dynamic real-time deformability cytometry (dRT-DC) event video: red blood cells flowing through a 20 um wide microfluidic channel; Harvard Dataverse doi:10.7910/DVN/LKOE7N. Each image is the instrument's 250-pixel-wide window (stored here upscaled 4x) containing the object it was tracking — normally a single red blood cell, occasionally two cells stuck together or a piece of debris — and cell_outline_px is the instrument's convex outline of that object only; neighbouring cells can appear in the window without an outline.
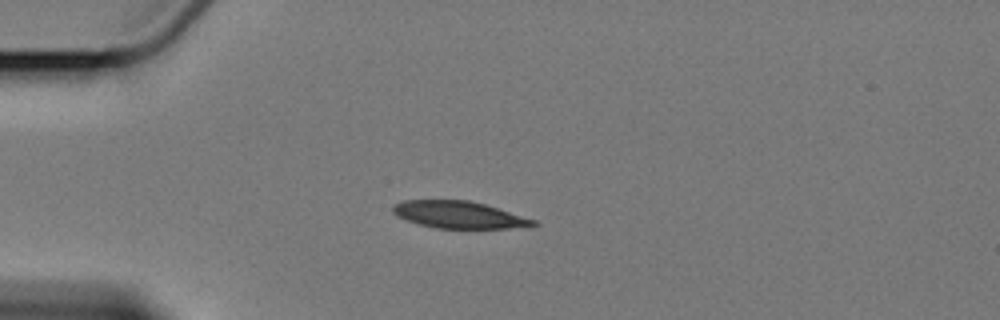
{"species": "Egyptian fruit bat (a non-hibernating species)", "species_latin": "Rousettus aegyptiacus", "temperature_condition": "cold", "stored_images_in_passage": 5, "camera_frame_rate_fps": 3000, "um_per_image_px": 0.085, "animal": {"sex": "female"}, "frame": {"image": 1, "passage_image": 3, "time_ms": 2.333, "image_size_px": [1000, 320], "cell_outline_px": [[540, 224], [508, 228], [436, 228], [420, 224], [396, 216], [392, 212], [392, 208], [396, 204], [404, 200], [468, 200], [484, 204], [536, 220]], "centroid_in_image_um": [38.98, 18.25], "position_along_channel_um": 46.0, "area_um2": 21.79}}
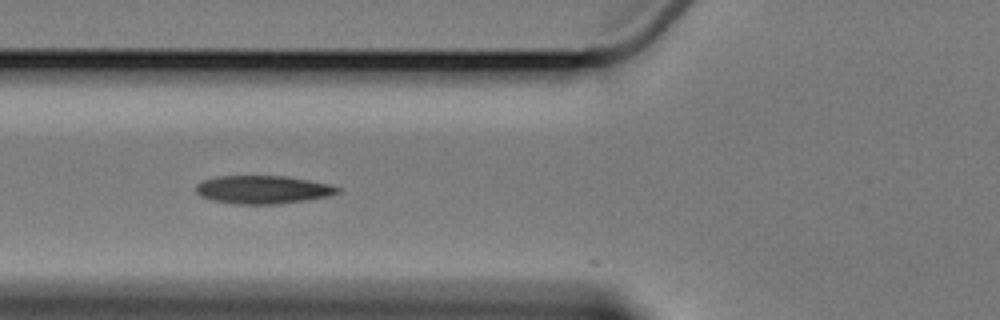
{"frame": {"image": 2, "passage_image": 5, "time_ms": 4.667, "image_size_px": [1000, 320], "cell_outline_px": [[344, 188], [340, 192], [328, 196], [308, 200], [276, 204], [236, 204], [212, 200], [200, 196], [196, 192], [196, 184], [204, 180], [216, 176], [288, 176], [328, 184]], "centroid_in_image_um": [22.36, 16.12], "position_along_channel_um": 103.4, "area_um2": 23.35}}